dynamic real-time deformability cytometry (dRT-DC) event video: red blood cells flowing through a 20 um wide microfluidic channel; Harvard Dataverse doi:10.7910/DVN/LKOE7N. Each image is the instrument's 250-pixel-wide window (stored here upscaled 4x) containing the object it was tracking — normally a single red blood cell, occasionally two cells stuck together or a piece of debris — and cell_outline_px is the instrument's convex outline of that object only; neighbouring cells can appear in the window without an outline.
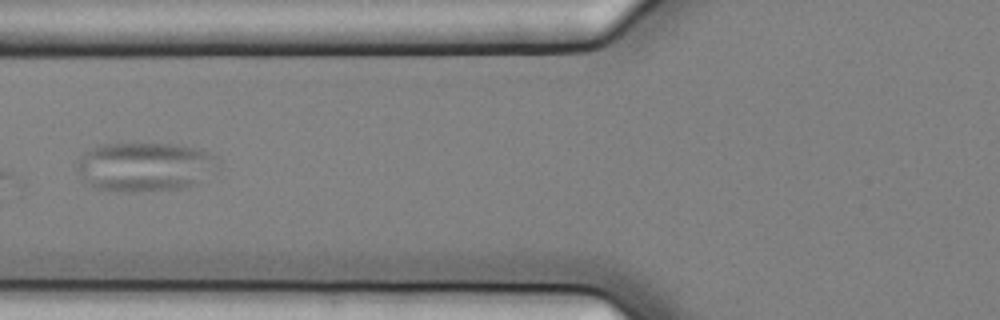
{"species": "common noctule bat (a hibernating species)", "species_latin": "Nyctalus noctula", "temperature_condition": "cold", "stored_images_in_passage": 7, "camera_frame_rate_fps": 3000, "um_per_image_px": 0.085, "animal": {"sex": "female", "body_mass_g": 25.1}, "frame": {"image": 1, "passage_image": 7, "time_ms": 2.0, "image_size_px": [1000, 320], "cell_outline_px": [[220, 168], [196, 184], [184, 188], [136, 192], [124, 192], [96, 188], [88, 184], [84, 180], [76, 164], [76, 160], [84, 152], [100, 144], [180, 144], [200, 148], [216, 156], [220, 160]], "centroid_in_image_um": [12.38, 14.17], "position_along_channel_um": 113.4, "area_um2": 40.98}}